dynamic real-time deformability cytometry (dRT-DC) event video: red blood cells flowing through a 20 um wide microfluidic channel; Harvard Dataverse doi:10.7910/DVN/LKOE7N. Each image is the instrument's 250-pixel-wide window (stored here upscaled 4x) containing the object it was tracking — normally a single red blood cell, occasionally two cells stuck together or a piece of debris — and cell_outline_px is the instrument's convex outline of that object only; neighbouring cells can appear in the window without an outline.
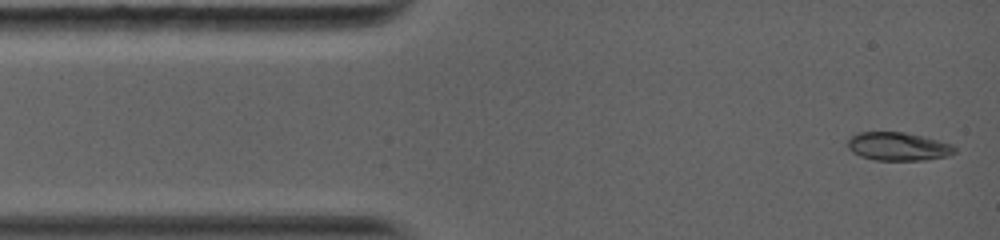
{"species": "common noctule bat (a hibernating species)", "species_latin": "Nyctalus noctula", "temperature_condition": "warm", "stored_images_in_passage": 62, "camera_frame_rate_fps": 5000, "um_per_image_px": 0.085, "animal": {"sex": "female", "body_mass_g": 19.0, "forearm_length_mm": 56.7}, "frame": {"image": 1, "passage_image": 1, "time_ms": 0.0, "image_size_px": [1000, 240], "cell_outline_px": [[956, 152], [948, 156], [924, 160], [876, 160], [860, 156], [852, 152], [848, 148], [848, 140], [852, 136], [860, 132], [904, 132], [952, 144], [956, 148]], "centroid_in_image_um": [76.34, 12.46], "position_along_channel_um": 8.7, "area_um2": 17.51}}
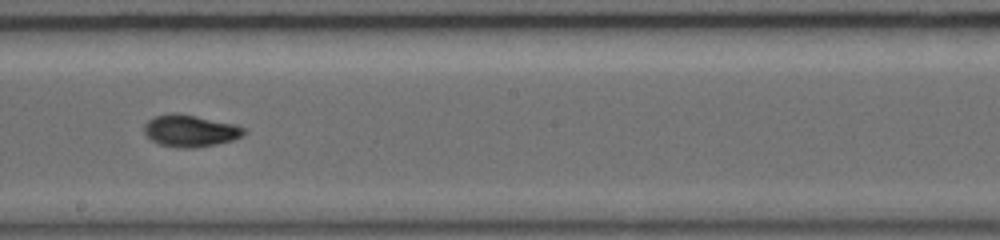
{"frame": {"image": 2, "passage_image": 27, "time_ms": 7.0, "image_size_px": [1000, 240], "cell_outline_px": [[244, 132], [240, 136], [232, 140], [216, 144], [192, 148], [176, 148], [160, 144], [152, 140], [144, 132], [144, 124], [148, 120], [156, 116], [168, 112], [176, 112], [236, 124], [244, 128]], "centroid_in_image_um": [16.13, 11.1], "position_along_channel_um": 232.1, "area_um2": 18.5}}
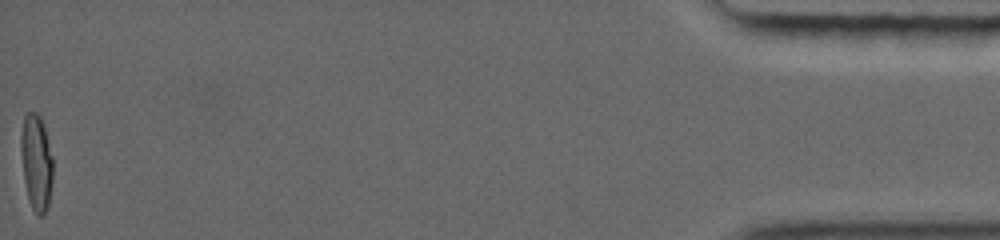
{"frame": {"image": 3, "passage_image": 62, "time_ms": 15.2, "image_size_px": [1000, 240], "cell_outline_px": [[52, 180], [48, 208], [44, 216], [36, 216], [28, 200], [24, 180], [20, 148], [20, 136], [24, 112], [36, 112], [40, 116], [44, 124], [52, 156]], "centroid_in_image_um": [3.08, 13.8], "position_along_channel_um": 432.1, "area_um2": 18.32}, "authors_computed_cell_mechanics": {"area_um2": 17.629, "velocity_mm_per_s": 4.1642, "shape_relaxation_time_tau1_ms": 7.8202, "shape_relaxation_time_tau2_ms": 1.5197, "deformation_change_tau1": 0.2416, "deformation_change_tau2": 0.0392}}